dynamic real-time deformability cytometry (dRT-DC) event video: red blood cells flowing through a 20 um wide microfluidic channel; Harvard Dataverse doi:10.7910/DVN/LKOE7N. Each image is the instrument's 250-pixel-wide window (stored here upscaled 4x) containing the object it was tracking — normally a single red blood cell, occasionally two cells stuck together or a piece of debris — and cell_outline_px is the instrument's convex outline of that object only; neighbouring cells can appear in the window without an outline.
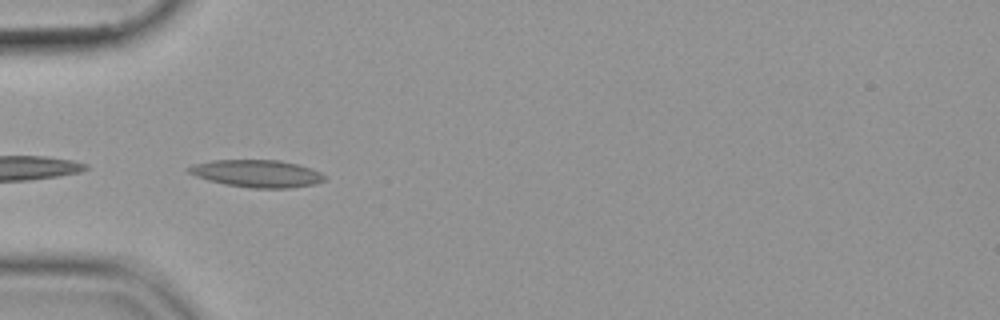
{"species": "common noctule bat (a hibernating species)", "species_latin": "Nyctalus noctula", "temperature_condition": "cold", "stored_images_in_passage": 38, "camera_frame_rate_fps": 3000, "um_per_image_px": 0.085, "animal": {"sex": "female", "body_mass_g": 19.9}, "frame": {"image": 1, "passage_image": 1, "time_ms": 0.0, "image_size_px": [1000, 320], "cell_outline_px": [[324, 180], [316, 184], [288, 188], [252, 188], [224, 184], [208, 180], [196, 176], [188, 172], [184, 168], [192, 164], [212, 160], [280, 160], [312, 168], [320, 172], [324, 176]], "centroid_in_image_um": [21.8, 14.74], "position_along_channel_um": 63.2, "area_um2": 21.73}}
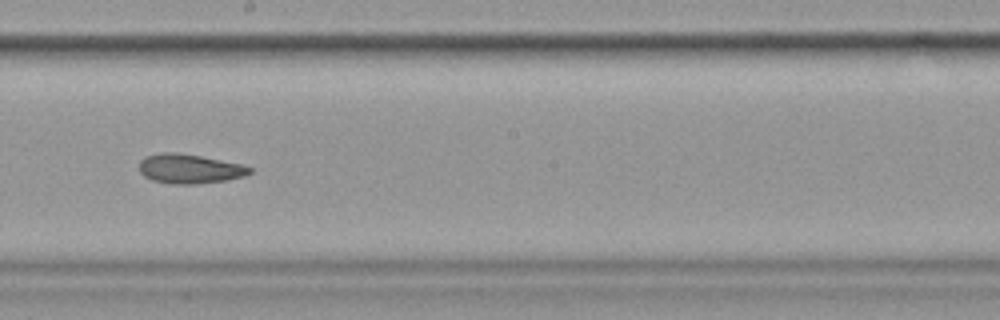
{"frame": {"image": 2, "passage_image": 15, "time_ms": 4.667, "image_size_px": [1000, 320], "cell_outline_px": [[252, 172], [244, 176], [224, 180], [196, 184], [172, 184], [152, 180], [144, 176], [140, 172], [140, 160], [144, 156], [160, 152], [176, 152], [200, 156], [244, 164], [252, 168]], "centroid_in_image_um": [16.1, 14.34], "position_along_channel_um": 232.1, "area_um2": 19.02}}
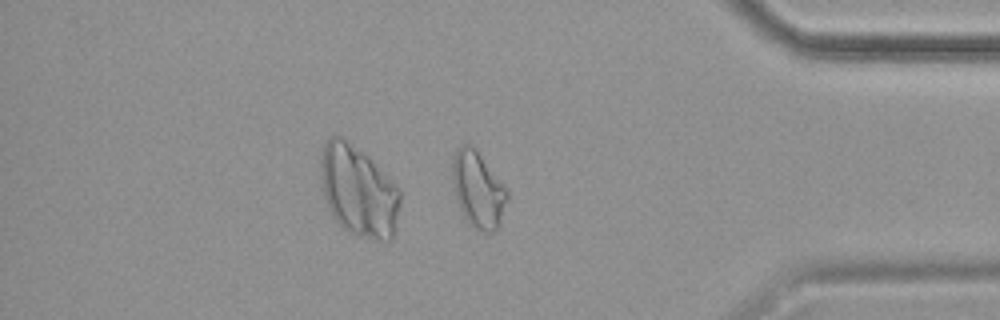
{"frame": {"image": 3, "passage_image": 30, "time_ms": 9.667, "image_size_px": [1000, 320], "cell_outline_px": [[508, 200], [500, 220], [496, 228], [492, 232], [484, 232], [468, 224], [456, 200], [452, 180], [452, 156], [456, 148], [460, 144], [472, 144], [476, 148], [508, 188]], "centroid_in_image_um": [40.62, 16.05], "position_along_channel_um": 394.6, "area_um2": 24.74}}